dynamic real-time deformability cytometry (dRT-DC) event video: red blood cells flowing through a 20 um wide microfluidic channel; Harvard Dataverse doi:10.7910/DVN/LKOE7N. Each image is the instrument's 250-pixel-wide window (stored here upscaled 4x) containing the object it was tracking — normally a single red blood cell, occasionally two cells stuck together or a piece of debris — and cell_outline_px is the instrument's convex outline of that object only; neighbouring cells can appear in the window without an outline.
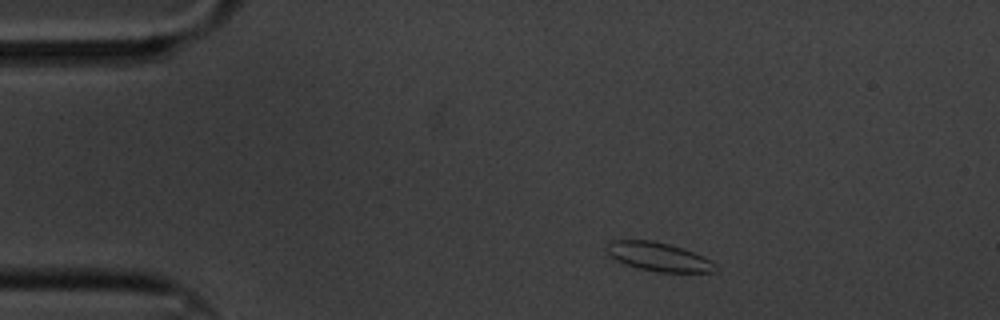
{"species": "common noctule bat (a hibernating species)", "species_latin": "Nyctalus noctula", "temperature_condition": "cold", "stored_images_in_passage": 51, "camera_frame_rate_fps": 3000, "um_per_image_px": 0.085, "animal": {"sex": "male", "body_mass_g": 20.1, "forearm_length_mm": 53.5}, "frame": {"image": 1, "passage_image": 1, "time_ms": 0.0, "image_size_px": [1000, 320], "cell_outline_px": [[716, 272], [660, 272], [640, 268], [624, 264], [616, 260], [608, 252], [608, 240], [652, 240], [668, 244], [704, 256], [712, 260], [716, 264]], "centroid_in_image_um": [56.0, 21.83], "position_along_channel_um": 29.0, "area_um2": 17.98}}
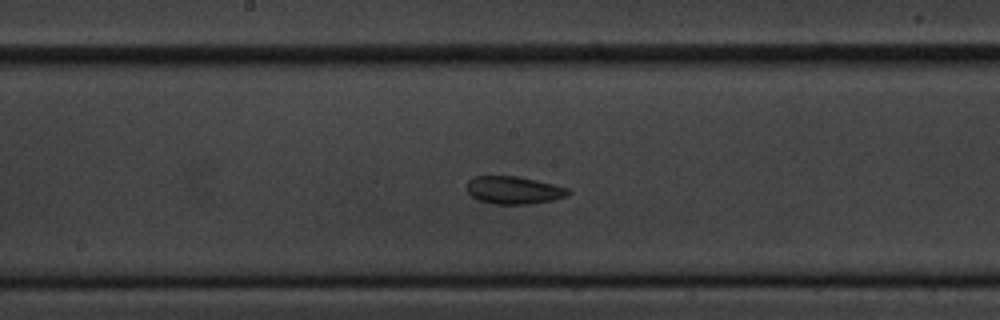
{"frame": {"image": 2, "passage_image": 22, "time_ms": 7.0, "image_size_px": [1000, 320], "cell_outline_px": [[572, 192], [564, 196], [552, 200], [528, 204], [492, 204], [476, 200], [468, 192], [468, 180], [472, 176], [516, 176], [536, 180], [568, 188]], "centroid_in_image_um": [43.63, 16.16], "position_along_channel_um": 204.6, "area_um2": 16.3}}
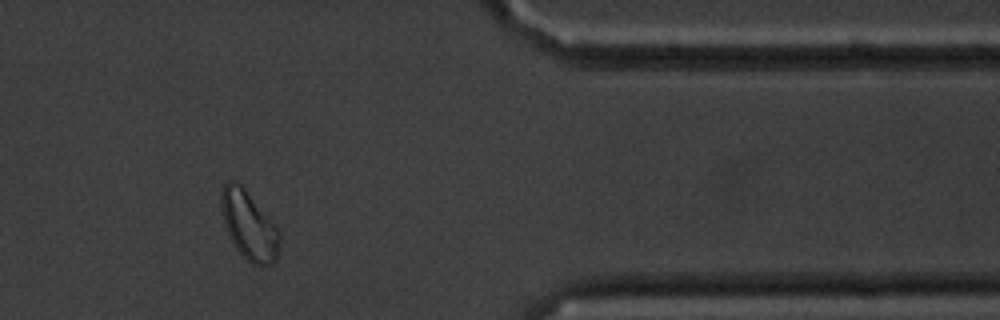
{"frame": {"image": 3, "passage_image": 41, "time_ms": 13.333, "image_size_px": [1000, 320], "cell_outline_px": [[280, 244], [276, 260], [272, 264], [252, 264], [236, 248], [228, 232], [220, 208], [220, 192], [224, 184], [228, 180], [236, 180], [244, 188], [276, 224], [280, 232]], "centroid_in_image_um": [21.17, 19.12], "position_along_channel_um": 390.2, "area_um2": 23.24}, "authors_computed_cell_mechanics": {"area_um2": 17.1088, "velocity_mm_per_s": 3.2736, "shape_relaxation_time_tau1_ms": null, "shape_relaxation_time_tau2_ms": 3.7367, "deformation_change_tau1": null, "deformation_change_tau2": 0.0577}}